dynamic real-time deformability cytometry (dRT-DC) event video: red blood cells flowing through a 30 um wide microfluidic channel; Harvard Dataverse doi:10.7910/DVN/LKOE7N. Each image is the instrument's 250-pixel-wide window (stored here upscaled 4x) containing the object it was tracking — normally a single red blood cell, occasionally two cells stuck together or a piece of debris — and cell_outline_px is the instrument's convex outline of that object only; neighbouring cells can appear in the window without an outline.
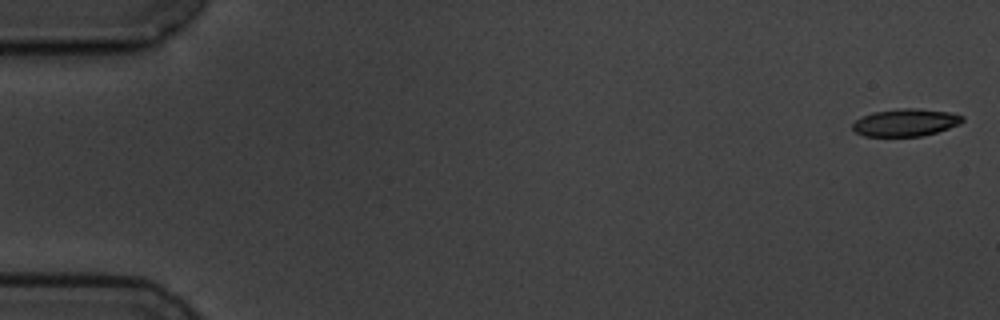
{"species": "common noctule bat (a hibernating species)", "species_latin": "Nyctalus noctula", "temperature_condition": "cold", "stored_images_in_passage": 7, "camera_frame_rate_fps": 3000, "um_per_image_px": 0.085, "animal": {"sex": "male", "body_mass_g": 19.5, "forearm_length_mm": 54.6}, "frame": {"image": 1, "passage_image": 1, "time_ms": 0.0, "image_size_px": [1000, 320], "cell_outline_px": [[964, 120], [960, 124], [936, 132], [920, 136], [864, 136], [856, 132], [852, 128], [852, 124], [856, 120], [872, 112], [900, 108], [916, 108], [948, 112], [964, 116]], "centroid_in_image_um": [76.97, 10.41], "position_along_channel_um": 8.0, "area_um2": 17.46}}
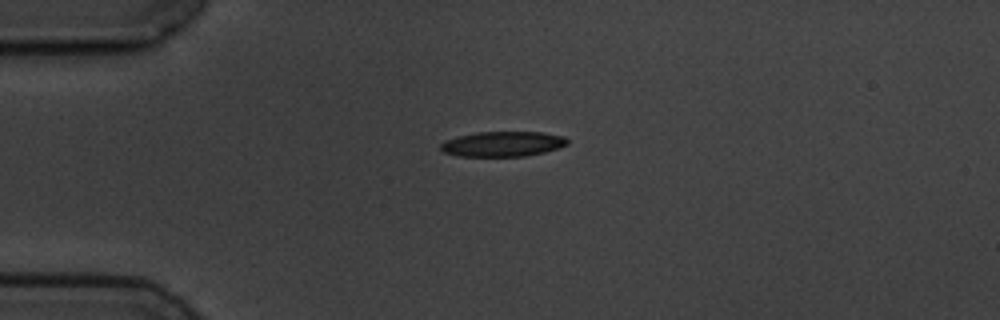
{"frame": {"image": 2, "passage_image": 5, "time_ms": 4.333, "image_size_px": [1000, 320], "cell_outline_px": [[568, 144], [544, 152], [524, 156], [456, 156], [444, 152], [440, 148], [440, 144], [444, 140], [456, 136], [476, 132], [544, 132], [564, 136], [568, 140]], "centroid_in_image_um": [42.69, 12.23], "position_along_channel_um": 42.3, "area_um2": 18.61}}
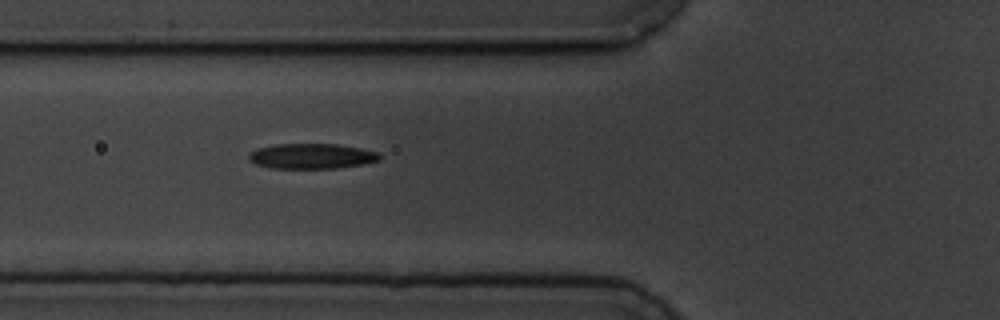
{"frame": {"image": 3, "passage_image": 7, "time_ms": 6.667, "image_size_px": [1000, 320], "cell_outline_px": [[380, 160], [364, 164], [336, 168], [272, 168], [256, 164], [248, 160], [248, 152], [256, 148], [276, 144], [336, 144], [360, 148], [380, 152]], "centroid_in_image_um": [26.47, 13.27], "position_along_channel_um": 99.3, "area_um2": 19.36}}